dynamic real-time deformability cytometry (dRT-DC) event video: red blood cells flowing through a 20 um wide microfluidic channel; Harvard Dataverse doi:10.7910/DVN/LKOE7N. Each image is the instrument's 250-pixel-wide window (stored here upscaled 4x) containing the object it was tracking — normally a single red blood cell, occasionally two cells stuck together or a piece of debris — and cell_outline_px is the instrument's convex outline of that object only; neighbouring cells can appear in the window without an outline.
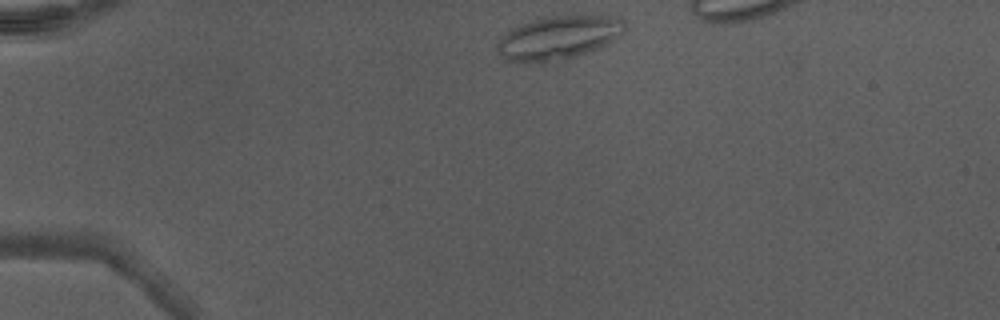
{"species": "Egyptian fruit bat (a non-hibernating species)", "species_latin": "Rousettus aegyptiacus", "temperature_condition": "warm", "stored_images_in_passage": 29, "camera_frame_rate_fps": 3000, "um_per_image_px": 0.085, "animal": {"sex": "male"}, "frame": {"image": 1, "passage_image": 1, "time_ms": 0.0, "image_size_px": [1000, 320], "cell_outline_px": [[624, 28], [620, 36], [596, 48], [572, 56], [544, 60], [504, 60], [500, 56], [496, 48], [496, 44], [512, 28], [532, 20], [556, 16], [616, 16], [624, 20]], "centroid_in_image_um": [47.47, 3.15], "position_along_channel_um": 37.5, "area_um2": 30.75}}
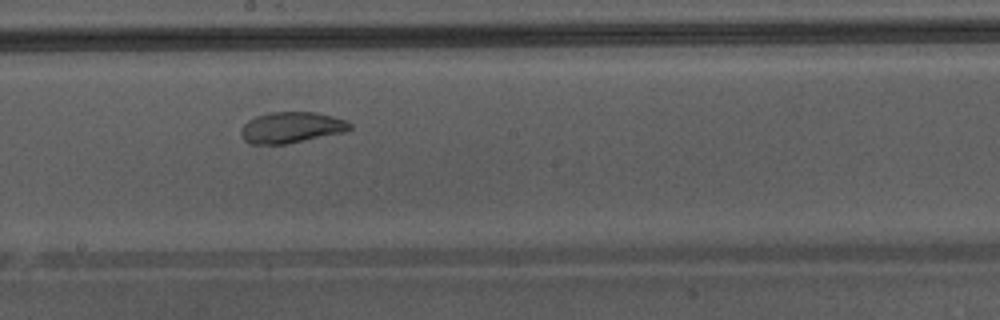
{"frame": {"image": 2, "passage_image": 18, "time_ms": 5.667, "image_size_px": [1000, 320], "cell_outline_px": [[352, 128], [344, 132], [284, 144], [252, 144], [244, 140], [240, 136], [240, 128], [248, 120], [256, 116], [272, 112], [316, 112], [348, 120], [352, 124]], "centroid_in_image_um": [24.75, 10.83], "position_along_channel_um": 223.4, "area_um2": 19.71}, "authors_computed_cell_mechanics": {"area_um2": 20.2878, "velocity_mm_per_s": 4.3081, "shape_relaxation_time_tau1_ms": null, "shape_relaxation_time_tau2_ms": 0.8307, "deformation_change_tau1": null, "deformation_change_tau2": 0.049}}